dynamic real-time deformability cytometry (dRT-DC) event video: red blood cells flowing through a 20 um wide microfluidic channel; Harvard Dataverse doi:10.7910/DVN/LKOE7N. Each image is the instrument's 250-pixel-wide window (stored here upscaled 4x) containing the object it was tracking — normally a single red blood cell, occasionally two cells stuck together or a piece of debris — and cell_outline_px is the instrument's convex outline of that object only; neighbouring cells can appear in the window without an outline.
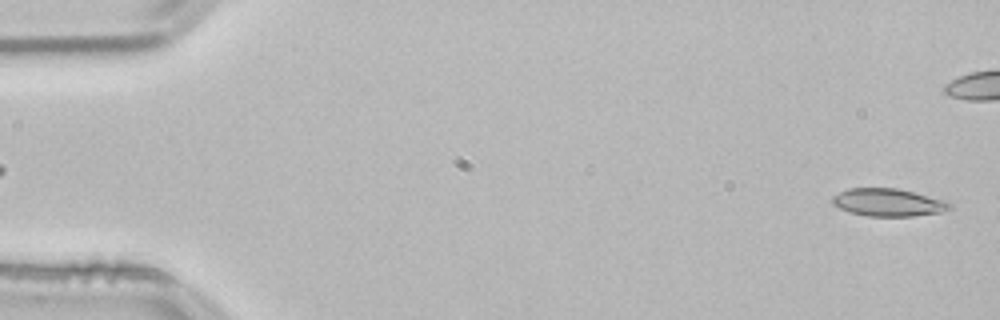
{"species": "common noctule bat (a hibernating species)", "species_latin": "Nyctalus noctula", "temperature_condition": "room temperature", "stored_images_in_passage": 50, "camera_frame_rate_fps": 3000, "um_per_image_px": 0.085, "animal": {"sex": "male", "body_mass_g": 21.5, "forearm_length_mm": 52.0}, "frame": {"image": 1, "passage_image": 1, "time_ms": 0.0, "image_size_px": [1000, 320], "cell_outline_px": [[952, 208], [940, 212], [912, 216], [868, 216], [852, 212], [840, 208], [832, 204], [832, 196], [848, 188], [896, 188], [948, 200], [952, 204]], "centroid_in_image_um": [75.53, 17.2], "position_along_channel_um": 9.5, "area_um2": 18.9}, "authors_computed_cell_mechanics": {"area_um2": 18.3515, "velocity_mm_per_s": 3.8224, "shape_relaxation_time_tau1_ms": 10.1278, "shape_relaxation_time_tau2_ms": 9.1942, "deformation_change_tau1": 0.1743, "deformation_change_tau2": 0.191}}